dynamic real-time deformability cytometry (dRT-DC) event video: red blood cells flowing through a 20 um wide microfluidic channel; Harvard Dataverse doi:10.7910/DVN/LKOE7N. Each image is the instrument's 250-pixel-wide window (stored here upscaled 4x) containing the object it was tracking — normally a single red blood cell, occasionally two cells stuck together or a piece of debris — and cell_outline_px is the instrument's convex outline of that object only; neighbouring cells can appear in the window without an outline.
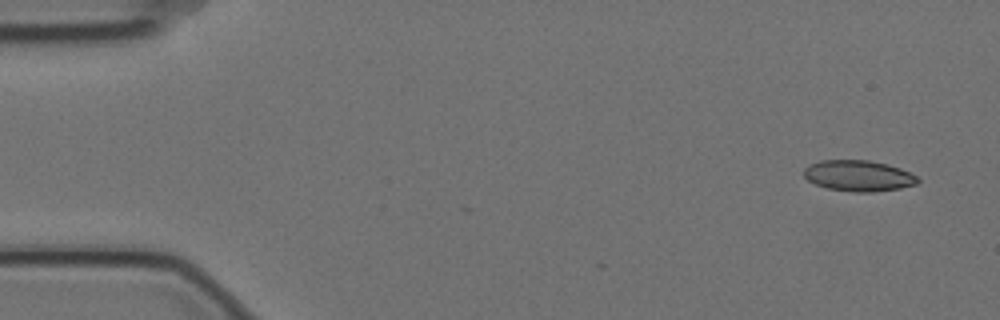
{"species": "Egyptian fruit bat (a non-hibernating species)", "species_latin": "Rousettus aegyptiacus", "temperature_condition": "cold", "stored_images_in_passage": 5, "camera_frame_rate_fps": 3000, "um_per_image_px": 0.085, "animal": {"sex": "female"}, "frame": {"image": 1, "passage_image": 1, "time_ms": 0.0, "image_size_px": [1000, 320], "cell_outline_px": [[920, 180], [916, 184], [900, 188], [872, 192], [856, 192], [828, 188], [816, 184], [808, 180], [804, 176], [804, 168], [808, 164], [820, 160], [868, 160], [888, 164], [900, 168], [916, 176]], "centroid_in_image_um": [72.95, 14.93], "position_along_channel_um": 12.0, "area_um2": 20.46}}